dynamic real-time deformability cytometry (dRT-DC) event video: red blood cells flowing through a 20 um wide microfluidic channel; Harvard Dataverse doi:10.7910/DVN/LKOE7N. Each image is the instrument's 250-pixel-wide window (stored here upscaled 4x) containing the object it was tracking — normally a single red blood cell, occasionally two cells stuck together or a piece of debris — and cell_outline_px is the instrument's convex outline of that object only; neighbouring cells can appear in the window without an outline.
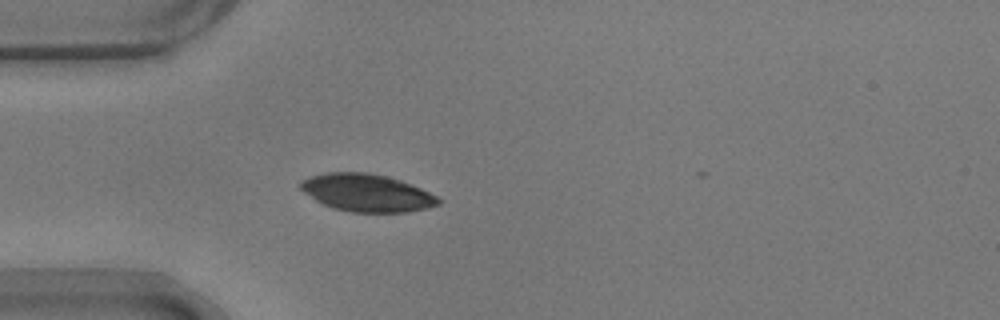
{"species": "common noctule bat (a hibernating species)", "species_latin": "Nyctalus noctula", "temperature_condition": "warm", "stored_images_in_passage": 2, "camera_frame_rate_fps": 3000, "um_per_image_px": 0.085, "animal": {"sex": "male", "body_mass_g": 17.9}, "frame": {"image": 1, "passage_image": 1, "time_ms": 0.0, "image_size_px": [1000, 320], "cell_outline_px": [[440, 204], [424, 208], [404, 212], [352, 212], [332, 208], [316, 200], [304, 192], [300, 188], [300, 180], [312, 176], [328, 172], [368, 172], [400, 180], [420, 188], [436, 196], [440, 200]], "centroid_in_image_um": [31.14, 16.38], "position_along_channel_um": 53.9, "area_um2": 29.77}}